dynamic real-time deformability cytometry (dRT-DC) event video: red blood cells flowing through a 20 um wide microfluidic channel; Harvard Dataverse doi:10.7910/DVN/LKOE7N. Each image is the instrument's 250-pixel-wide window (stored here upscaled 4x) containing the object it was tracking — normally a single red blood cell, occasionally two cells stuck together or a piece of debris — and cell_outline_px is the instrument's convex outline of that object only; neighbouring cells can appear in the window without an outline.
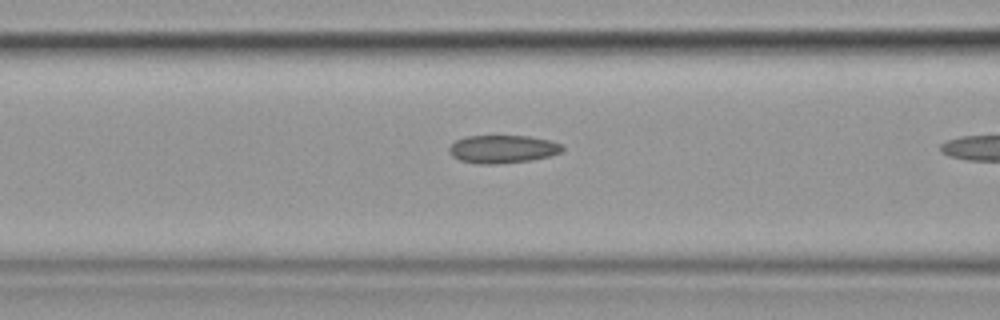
{"species": "common noctule bat (a hibernating species)", "species_latin": "Nyctalus noctula", "temperature_condition": "cold", "stored_images_in_passage": 7, "camera_frame_rate_fps": 3000, "um_per_image_px": 0.085, "animal": {"sex": "female", "body_mass_g": 19.9}, "frame": {"image": 1, "passage_image": 6, "time_ms": 1.667, "image_size_px": [1000, 320], "cell_outline_px": [[564, 148], [560, 152], [548, 156], [532, 160], [496, 164], [476, 164], [460, 160], [452, 156], [448, 152], [448, 148], [456, 140], [464, 136], [528, 136], [552, 140], [564, 144]], "centroid_in_image_um": [42.72, 12.67], "position_along_channel_um": 123.9, "area_um2": 18.67}}